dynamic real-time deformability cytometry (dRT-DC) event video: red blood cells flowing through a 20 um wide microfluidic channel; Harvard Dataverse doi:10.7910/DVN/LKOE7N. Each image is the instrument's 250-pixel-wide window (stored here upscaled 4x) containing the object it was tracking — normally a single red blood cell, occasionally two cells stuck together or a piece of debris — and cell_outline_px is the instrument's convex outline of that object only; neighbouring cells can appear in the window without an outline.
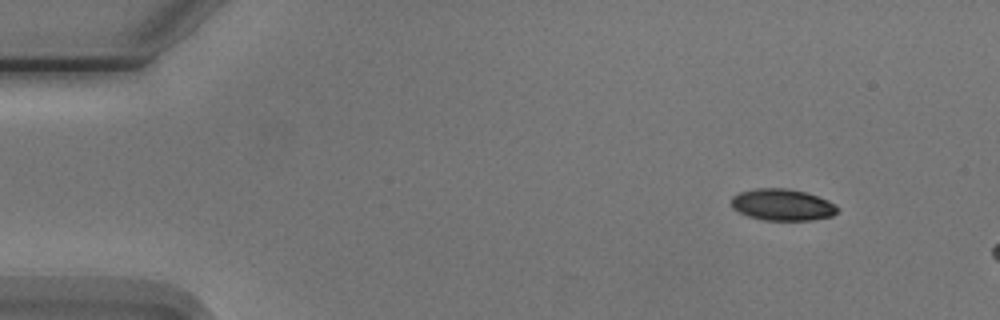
{"species": "Egyptian fruit bat (a non-hibernating species)", "species_latin": "Rousettus aegyptiacus", "temperature_condition": "cold", "stored_images_in_passage": 3, "camera_frame_rate_fps": 3000, "um_per_image_px": 0.085, "animal": {"sex": "male"}, "frame": {"image": 1, "passage_image": 1, "time_ms": 0.0, "image_size_px": [1000, 320], "cell_outline_px": [[840, 208], [832, 216], [812, 220], [764, 220], [748, 216], [732, 208], [732, 196], [740, 192], [756, 188], [788, 188], [804, 192], [828, 200], [836, 204]], "centroid_in_image_um": [66.51, 17.4], "position_along_channel_um": 18.5, "area_um2": 19.54}}